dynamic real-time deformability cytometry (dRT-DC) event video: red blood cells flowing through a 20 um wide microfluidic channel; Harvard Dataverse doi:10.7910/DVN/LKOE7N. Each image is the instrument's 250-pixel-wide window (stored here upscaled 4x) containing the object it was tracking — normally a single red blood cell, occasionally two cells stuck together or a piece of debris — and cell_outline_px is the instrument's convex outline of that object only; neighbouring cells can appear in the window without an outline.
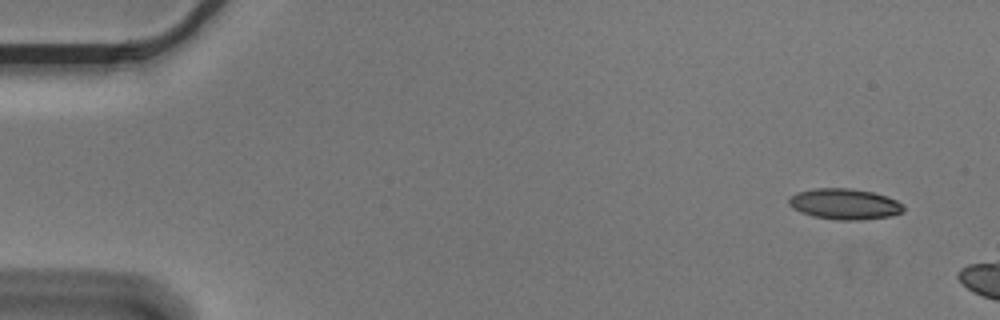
{"species": "Egyptian fruit bat (a non-hibernating species)", "species_latin": "Rousettus aegyptiacus", "temperature_condition": "cold", "stored_images_in_passage": 3, "camera_frame_rate_fps": 3000, "um_per_image_px": 0.085, "animal": {"sex": "male"}, "frame": {"image": 1, "passage_image": 1, "time_ms": 0.0, "image_size_px": [1000, 320], "cell_outline_px": [[904, 208], [900, 212], [892, 216], [860, 220], [836, 220], [812, 216], [800, 212], [792, 208], [788, 204], [788, 200], [796, 192], [812, 188], [848, 188], [872, 192], [888, 196], [904, 204]], "centroid_in_image_um": [71.77, 17.34], "position_along_channel_um": 13.2, "area_um2": 20.75}}